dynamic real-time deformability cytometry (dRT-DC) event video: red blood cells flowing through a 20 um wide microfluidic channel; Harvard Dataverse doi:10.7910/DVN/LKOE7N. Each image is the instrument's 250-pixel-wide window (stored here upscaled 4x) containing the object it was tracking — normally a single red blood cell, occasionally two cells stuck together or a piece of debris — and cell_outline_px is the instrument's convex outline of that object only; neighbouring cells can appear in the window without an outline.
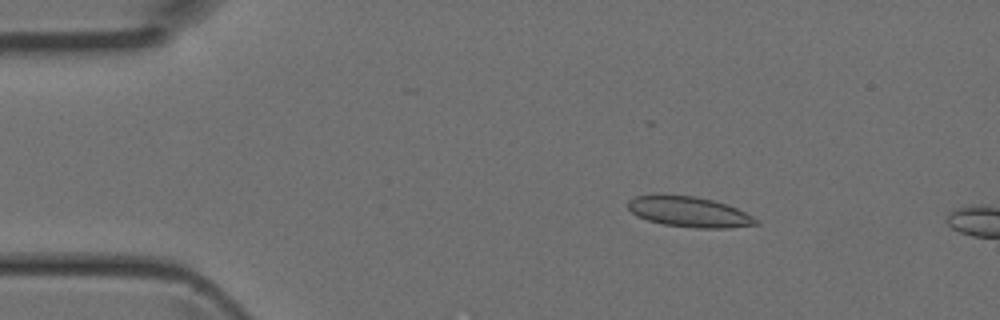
{"species": "Egyptian fruit bat (a non-hibernating species)", "species_latin": "Rousettus aegyptiacus", "temperature_condition": "room temperature", "stored_images_in_passage": 4, "camera_frame_rate_fps": 3000, "um_per_image_px": 0.085, "animal": {"sex": "female"}, "frame": {"image": 1, "passage_image": 2, "time_ms": 0.333, "image_size_px": [1000, 320], "cell_outline_px": [[760, 224], [728, 228], [696, 228], [664, 224], [648, 220], [636, 216], [628, 208], [628, 200], [636, 196], [660, 192], [696, 196], [712, 200], [736, 208], [760, 220]], "centroid_in_image_um": [58.53, 17.98], "position_along_channel_um": 26.5, "area_um2": 23.12}}